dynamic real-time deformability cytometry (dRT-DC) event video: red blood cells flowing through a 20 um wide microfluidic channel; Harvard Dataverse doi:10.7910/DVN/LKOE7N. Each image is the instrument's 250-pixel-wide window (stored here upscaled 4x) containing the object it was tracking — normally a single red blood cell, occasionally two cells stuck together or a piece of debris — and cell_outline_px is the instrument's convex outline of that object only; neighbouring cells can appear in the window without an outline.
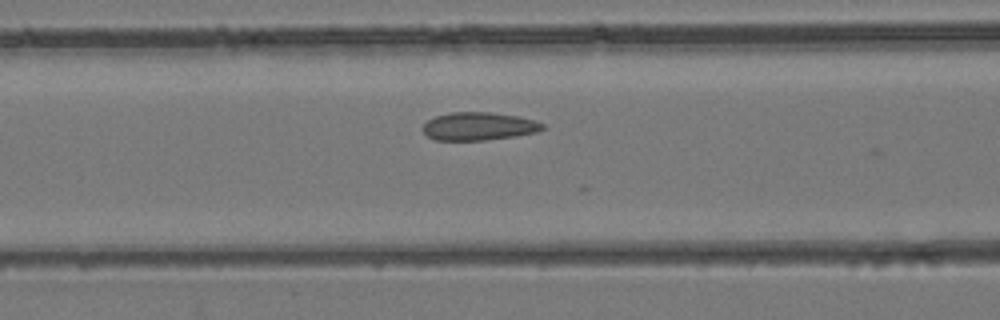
{"species": "common noctule bat (a hibernating species)", "species_latin": "Nyctalus noctula", "temperature_condition": "room temperature", "stored_images_in_passage": 12, "camera_frame_rate_fps": 3000, "um_per_image_px": 0.085, "animal": {"sex": "female", "body_mass_g": 24.6, "forearm_length_mm": 56.2}, "frame": {"image": 1, "passage_image": 11, "time_ms": 3.333, "image_size_px": [1000, 320], "cell_outline_px": [[544, 128], [536, 132], [516, 136], [484, 140], [436, 140], [428, 136], [424, 132], [424, 124], [428, 120], [436, 116], [448, 112], [488, 112], [520, 116], [536, 120], [544, 124]], "centroid_in_image_um": [40.72, 10.72], "position_along_channel_um": 125.9, "area_um2": 19.54}}